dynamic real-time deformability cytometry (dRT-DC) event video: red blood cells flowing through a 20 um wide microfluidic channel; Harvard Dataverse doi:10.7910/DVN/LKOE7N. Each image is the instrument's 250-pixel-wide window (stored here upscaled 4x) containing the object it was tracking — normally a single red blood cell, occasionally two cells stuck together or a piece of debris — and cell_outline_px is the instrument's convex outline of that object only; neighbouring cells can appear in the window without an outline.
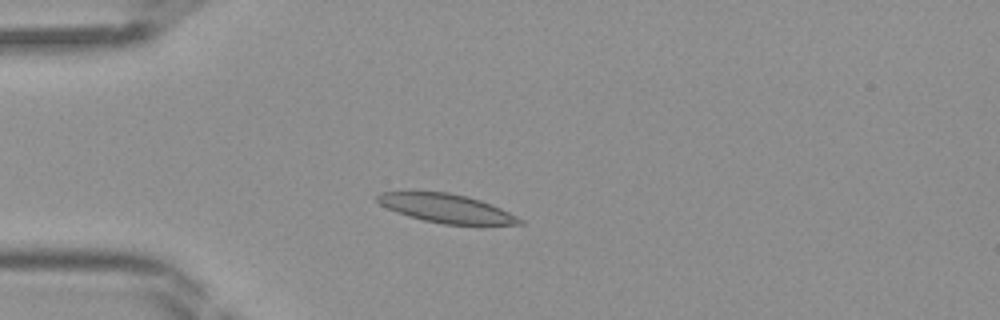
{"species": "Egyptian fruit bat (a non-hibernating species)", "species_latin": "Rousettus aegyptiacus", "temperature_condition": "room temperature", "stored_images_in_passage": 33, "camera_frame_rate_fps": 3000, "um_per_image_px": 0.085, "frame": {"image": 1, "passage_image": 1, "time_ms": 0.0, "image_size_px": [1000, 320], "cell_outline_px": [[524, 224], [480, 228], [444, 224], [424, 220], [408, 216], [396, 212], [380, 204], [376, 200], [376, 196], [380, 192], [448, 192], [468, 196], [492, 204], [524, 220]], "centroid_in_image_um": [38.08, 17.77], "position_along_channel_um": 46.9, "area_um2": 24.68}}
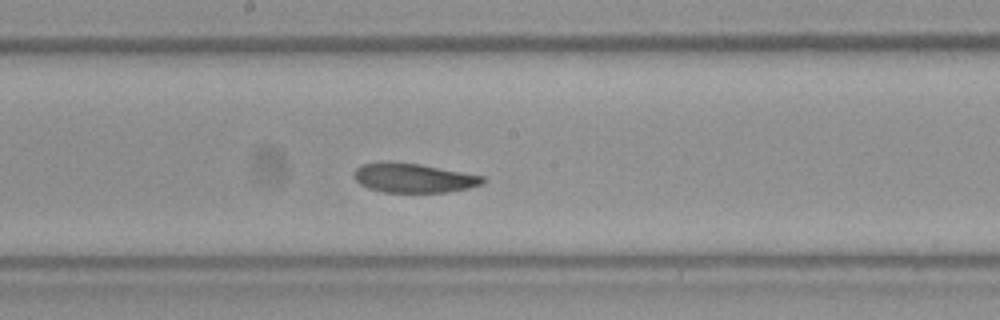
{"frame": {"image": 2, "passage_image": 13, "time_ms": 4.0, "image_size_px": [1000, 320], "cell_outline_px": [[488, 180], [484, 184], [468, 188], [448, 192], [384, 192], [368, 188], [360, 184], [356, 180], [356, 168], [360, 164], [380, 160], [388, 160], [420, 164], [484, 176]], "centroid_in_image_um": [35.16, 15.1], "position_along_channel_um": 213.0, "area_um2": 22.31}}
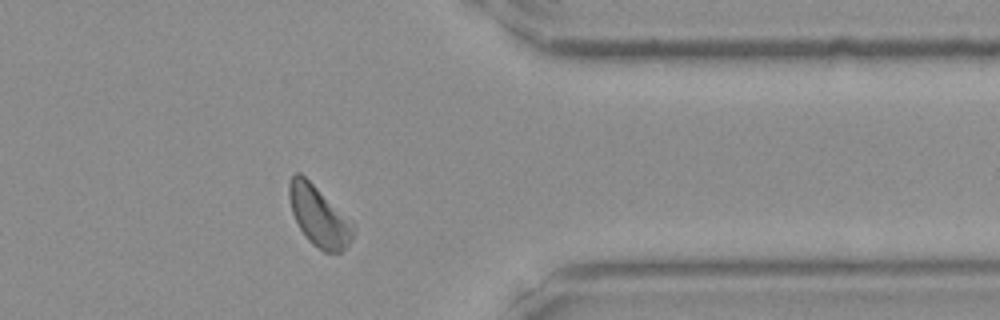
{"frame": {"image": 3, "passage_image": 25, "time_ms": 8.0, "image_size_px": [1000, 320], "cell_outline_px": [[356, 228], [352, 240], [340, 252], [324, 252], [312, 244], [308, 240], [300, 228], [292, 212], [288, 196], [288, 184], [292, 176], [296, 172], [300, 172], [352, 220]], "centroid_in_image_um": [27.12, 18.37], "position_along_channel_um": 384.3, "area_um2": 22.54}}